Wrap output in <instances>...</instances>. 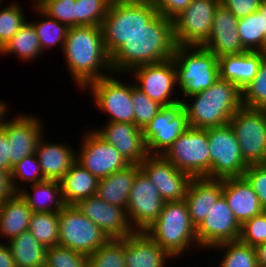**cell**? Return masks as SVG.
Instances as JSON below:
<instances>
[{
	"label": "cell",
	"instance_id": "42",
	"mask_svg": "<svg viewBox=\"0 0 266 267\" xmlns=\"http://www.w3.org/2000/svg\"><path fill=\"white\" fill-rule=\"evenodd\" d=\"M242 106L266 109V57L261 62L255 78L242 90Z\"/></svg>",
	"mask_w": 266,
	"mask_h": 267
},
{
	"label": "cell",
	"instance_id": "17",
	"mask_svg": "<svg viewBox=\"0 0 266 267\" xmlns=\"http://www.w3.org/2000/svg\"><path fill=\"white\" fill-rule=\"evenodd\" d=\"M240 232L241 225L223 195L211 206L205 219L196 228L201 251L223 242L239 240Z\"/></svg>",
	"mask_w": 266,
	"mask_h": 267
},
{
	"label": "cell",
	"instance_id": "5",
	"mask_svg": "<svg viewBox=\"0 0 266 267\" xmlns=\"http://www.w3.org/2000/svg\"><path fill=\"white\" fill-rule=\"evenodd\" d=\"M157 14L151 0H112L101 25L108 55L111 56Z\"/></svg>",
	"mask_w": 266,
	"mask_h": 267
},
{
	"label": "cell",
	"instance_id": "30",
	"mask_svg": "<svg viewBox=\"0 0 266 267\" xmlns=\"http://www.w3.org/2000/svg\"><path fill=\"white\" fill-rule=\"evenodd\" d=\"M28 188L25 186L18 193L32 212H60L66 206L60 181L44 180Z\"/></svg>",
	"mask_w": 266,
	"mask_h": 267
},
{
	"label": "cell",
	"instance_id": "20",
	"mask_svg": "<svg viewBox=\"0 0 266 267\" xmlns=\"http://www.w3.org/2000/svg\"><path fill=\"white\" fill-rule=\"evenodd\" d=\"M75 206L109 239H123L135 232L129 223L125 208L107 203L97 195L83 199Z\"/></svg>",
	"mask_w": 266,
	"mask_h": 267
},
{
	"label": "cell",
	"instance_id": "44",
	"mask_svg": "<svg viewBox=\"0 0 266 267\" xmlns=\"http://www.w3.org/2000/svg\"><path fill=\"white\" fill-rule=\"evenodd\" d=\"M45 267H89L86 255L68 247L55 245L46 248Z\"/></svg>",
	"mask_w": 266,
	"mask_h": 267
},
{
	"label": "cell",
	"instance_id": "24",
	"mask_svg": "<svg viewBox=\"0 0 266 267\" xmlns=\"http://www.w3.org/2000/svg\"><path fill=\"white\" fill-rule=\"evenodd\" d=\"M222 195L240 225L264 211L257 194L244 176L223 178Z\"/></svg>",
	"mask_w": 266,
	"mask_h": 267
},
{
	"label": "cell",
	"instance_id": "54",
	"mask_svg": "<svg viewBox=\"0 0 266 267\" xmlns=\"http://www.w3.org/2000/svg\"><path fill=\"white\" fill-rule=\"evenodd\" d=\"M258 11L260 12L261 35H264L266 40V0L262 1Z\"/></svg>",
	"mask_w": 266,
	"mask_h": 267
},
{
	"label": "cell",
	"instance_id": "53",
	"mask_svg": "<svg viewBox=\"0 0 266 267\" xmlns=\"http://www.w3.org/2000/svg\"><path fill=\"white\" fill-rule=\"evenodd\" d=\"M258 267H266V242L255 247Z\"/></svg>",
	"mask_w": 266,
	"mask_h": 267
},
{
	"label": "cell",
	"instance_id": "29",
	"mask_svg": "<svg viewBox=\"0 0 266 267\" xmlns=\"http://www.w3.org/2000/svg\"><path fill=\"white\" fill-rule=\"evenodd\" d=\"M99 179L76 160L60 180L63 200L66 205H76L79 201L96 195Z\"/></svg>",
	"mask_w": 266,
	"mask_h": 267
},
{
	"label": "cell",
	"instance_id": "46",
	"mask_svg": "<svg viewBox=\"0 0 266 267\" xmlns=\"http://www.w3.org/2000/svg\"><path fill=\"white\" fill-rule=\"evenodd\" d=\"M239 240L252 247L266 242V211L241 225Z\"/></svg>",
	"mask_w": 266,
	"mask_h": 267
},
{
	"label": "cell",
	"instance_id": "37",
	"mask_svg": "<svg viewBox=\"0 0 266 267\" xmlns=\"http://www.w3.org/2000/svg\"><path fill=\"white\" fill-rule=\"evenodd\" d=\"M238 34L246 51L265 52L266 40L261 35L260 12L257 10L246 17L238 19Z\"/></svg>",
	"mask_w": 266,
	"mask_h": 267
},
{
	"label": "cell",
	"instance_id": "49",
	"mask_svg": "<svg viewBox=\"0 0 266 267\" xmlns=\"http://www.w3.org/2000/svg\"><path fill=\"white\" fill-rule=\"evenodd\" d=\"M157 12L166 18L173 19L185 10L192 0H151Z\"/></svg>",
	"mask_w": 266,
	"mask_h": 267
},
{
	"label": "cell",
	"instance_id": "10",
	"mask_svg": "<svg viewBox=\"0 0 266 267\" xmlns=\"http://www.w3.org/2000/svg\"><path fill=\"white\" fill-rule=\"evenodd\" d=\"M240 146L245 163L266 164V109L242 106L228 123Z\"/></svg>",
	"mask_w": 266,
	"mask_h": 267
},
{
	"label": "cell",
	"instance_id": "26",
	"mask_svg": "<svg viewBox=\"0 0 266 267\" xmlns=\"http://www.w3.org/2000/svg\"><path fill=\"white\" fill-rule=\"evenodd\" d=\"M265 52L246 51L218 57L219 78L235 84L241 91L257 75Z\"/></svg>",
	"mask_w": 266,
	"mask_h": 267
},
{
	"label": "cell",
	"instance_id": "8",
	"mask_svg": "<svg viewBox=\"0 0 266 267\" xmlns=\"http://www.w3.org/2000/svg\"><path fill=\"white\" fill-rule=\"evenodd\" d=\"M177 169L192 178H210L207 129L189 127L163 154Z\"/></svg>",
	"mask_w": 266,
	"mask_h": 267
},
{
	"label": "cell",
	"instance_id": "50",
	"mask_svg": "<svg viewBox=\"0 0 266 267\" xmlns=\"http://www.w3.org/2000/svg\"><path fill=\"white\" fill-rule=\"evenodd\" d=\"M0 169L11 173V163L9 160V142L4 128L0 126Z\"/></svg>",
	"mask_w": 266,
	"mask_h": 267
},
{
	"label": "cell",
	"instance_id": "47",
	"mask_svg": "<svg viewBox=\"0 0 266 267\" xmlns=\"http://www.w3.org/2000/svg\"><path fill=\"white\" fill-rule=\"evenodd\" d=\"M243 176L257 194L262 209L266 211V164L249 165Z\"/></svg>",
	"mask_w": 266,
	"mask_h": 267
},
{
	"label": "cell",
	"instance_id": "55",
	"mask_svg": "<svg viewBox=\"0 0 266 267\" xmlns=\"http://www.w3.org/2000/svg\"><path fill=\"white\" fill-rule=\"evenodd\" d=\"M4 102L5 101L0 99V126L2 125L4 118L8 115V112L11 111L9 110V105L6 104L7 102Z\"/></svg>",
	"mask_w": 266,
	"mask_h": 267
},
{
	"label": "cell",
	"instance_id": "39",
	"mask_svg": "<svg viewBox=\"0 0 266 267\" xmlns=\"http://www.w3.org/2000/svg\"><path fill=\"white\" fill-rule=\"evenodd\" d=\"M112 0H75V26H101Z\"/></svg>",
	"mask_w": 266,
	"mask_h": 267
},
{
	"label": "cell",
	"instance_id": "27",
	"mask_svg": "<svg viewBox=\"0 0 266 267\" xmlns=\"http://www.w3.org/2000/svg\"><path fill=\"white\" fill-rule=\"evenodd\" d=\"M222 195V179L192 178L184 198L190 220L197 228L205 219L211 206Z\"/></svg>",
	"mask_w": 266,
	"mask_h": 267
},
{
	"label": "cell",
	"instance_id": "6",
	"mask_svg": "<svg viewBox=\"0 0 266 267\" xmlns=\"http://www.w3.org/2000/svg\"><path fill=\"white\" fill-rule=\"evenodd\" d=\"M177 90L183 101L186 97L208 89L219 79L218 56L204 46L176 45L174 54Z\"/></svg>",
	"mask_w": 266,
	"mask_h": 267
},
{
	"label": "cell",
	"instance_id": "19",
	"mask_svg": "<svg viewBox=\"0 0 266 267\" xmlns=\"http://www.w3.org/2000/svg\"><path fill=\"white\" fill-rule=\"evenodd\" d=\"M6 119L7 117L4 118L1 126L9 142V160L12 171L14 165L26 156L35 153L40 137L45 134V126L40 117L29 113L16 114L10 120Z\"/></svg>",
	"mask_w": 266,
	"mask_h": 267
},
{
	"label": "cell",
	"instance_id": "15",
	"mask_svg": "<svg viewBox=\"0 0 266 267\" xmlns=\"http://www.w3.org/2000/svg\"><path fill=\"white\" fill-rule=\"evenodd\" d=\"M129 74L133 76L130 78H134L135 86L160 105H170L181 100L180 97H172L173 94L177 96L178 93V90H175L177 78L174 58L137 66L125 76Z\"/></svg>",
	"mask_w": 266,
	"mask_h": 267
},
{
	"label": "cell",
	"instance_id": "3",
	"mask_svg": "<svg viewBox=\"0 0 266 267\" xmlns=\"http://www.w3.org/2000/svg\"><path fill=\"white\" fill-rule=\"evenodd\" d=\"M183 104L189 127H220L228 125L242 107V91L235 84L219 78L208 89L186 97Z\"/></svg>",
	"mask_w": 266,
	"mask_h": 267
},
{
	"label": "cell",
	"instance_id": "56",
	"mask_svg": "<svg viewBox=\"0 0 266 267\" xmlns=\"http://www.w3.org/2000/svg\"><path fill=\"white\" fill-rule=\"evenodd\" d=\"M31 1H33V2H31L32 4H33V6L34 5H37L40 1H42V0H31Z\"/></svg>",
	"mask_w": 266,
	"mask_h": 267
},
{
	"label": "cell",
	"instance_id": "51",
	"mask_svg": "<svg viewBox=\"0 0 266 267\" xmlns=\"http://www.w3.org/2000/svg\"><path fill=\"white\" fill-rule=\"evenodd\" d=\"M15 193L10 173L0 169V204L9 200Z\"/></svg>",
	"mask_w": 266,
	"mask_h": 267
},
{
	"label": "cell",
	"instance_id": "33",
	"mask_svg": "<svg viewBox=\"0 0 266 267\" xmlns=\"http://www.w3.org/2000/svg\"><path fill=\"white\" fill-rule=\"evenodd\" d=\"M0 55L6 57L16 55V58L24 62H32V60H38L39 56H43L36 30L29 20L0 50Z\"/></svg>",
	"mask_w": 266,
	"mask_h": 267
},
{
	"label": "cell",
	"instance_id": "21",
	"mask_svg": "<svg viewBox=\"0 0 266 267\" xmlns=\"http://www.w3.org/2000/svg\"><path fill=\"white\" fill-rule=\"evenodd\" d=\"M105 123L92 129L113 145L130 164H140L149 155L142 129L132 123Z\"/></svg>",
	"mask_w": 266,
	"mask_h": 267
},
{
	"label": "cell",
	"instance_id": "14",
	"mask_svg": "<svg viewBox=\"0 0 266 267\" xmlns=\"http://www.w3.org/2000/svg\"><path fill=\"white\" fill-rule=\"evenodd\" d=\"M80 139L81 145L79 144L78 152L76 150L75 160L98 179L131 165L113 145L107 143L93 129H87Z\"/></svg>",
	"mask_w": 266,
	"mask_h": 267
},
{
	"label": "cell",
	"instance_id": "18",
	"mask_svg": "<svg viewBox=\"0 0 266 267\" xmlns=\"http://www.w3.org/2000/svg\"><path fill=\"white\" fill-rule=\"evenodd\" d=\"M139 165L165 202L184 200L192 179L188 173L177 169L163 155H148Z\"/></svg>",
	"mask_w": 266,
	"mask_h": 267
},
{
	"label": "cell",
	"instance_id": "48",
	"mask_svg": "<svg viewBox=\"0 0 266 267\" xmlns=\"http://www.w3.org/2000/svg\"><path fill=\"white\" fill-rule=\"evenodd\" d=\"M263 0H221V4L238 19L258 10Z\"/></svg>",
	"mask_w": 266,
	"mask_h": 267
},
{
	"label": "cell",
	"instance_id": "9",
	"mask_svg": "<svg viewBox=\"0 0 266 267\" xmlns=\"http://www.w3.org/2000/svg\"><path fill=\"white\" fill-rule=\"evenodd\" d=\"M58 219V245L88 256L109 240V237L75 205H66L58 212Z\"/></svg>",
	"mask_w": 266,
	"mask_h": 267
},
{
	"label": "cell",
	"instance_id": "35",
	"mask_svg": "<svg viewBox=\"0 0 266 267\" xmlns=\"http://www.w3.org/2000/svg\"><path fill=\"white\" fill-rule=\"evenodd\" d=\"M212 249L218 250L217 254L221 252L219 267H258L255 247L240 240L223 242L208 250Z\"/></svg>",
	"mask_w": 266,
	"mask_h": 267
},
{
	"label": "cell",
	"instance_id": "22",
	"mask_svg": "<svg viewBox=\"0 0 266 267\" xmlns=\"http://www.w3.org/2000/svg\"><path fill=\"white\" fill-rule=\"evenodd\" d=\"M237 26L238 18L220 4L214 14L211 34L202 46L218 57L246 52L241 44Z\"/></svg>",
	"mask_w": 266,
	"mask_h": 267
},
{
	"label": "cell",
	"instance_id": "12",
	"mask_svg": "<svg viewBox=\"0 0 266 267\" xmlns=\"http://www.w3.org/2000/svg\"><path fill=\"white\" fill-rule=\"evenodd\" d=\"M221 0H192L172 19L176 45L202 46L209 38L213 18Z\"/></svg>",
	"mask_w": 266,
	"mask_h": 267
},
{
	"label": "cell",
	"instance_id": "38",
	"mask_svg": "<svg viewBox=\"0 0 266 267\" xmlns=\"http://www.w3.org/2000/svg\"><path fill=\"white\" fill-rule=\"evenodd\" d=\"M89 267H126L124 238L109 239L103 246L87 256Z\"/></svg>",
	"mask_w": 266,
	"mask_h": 267
},
{
	"label": "cell",
	"instance_id": "40",
	"mask_svg": "<svg viewBox=\"0 0 266 267\" xmlns=\"http://www.w3.org/2000/svg\"><path fill=\"white\" fill-rule=\"evenodd\" d=\"M7 4L3 8L0 5V50L27 21L24 8L19 3L13 1Z\"/></svg>",
	"mask_w": 266,
	"mask_h": 267
},
{
	"label": "cell",
	"instance_id": "1",
	"mask_svg": "<svg viewBox=\"0 0 266 267\" xmlns=\"http://www.w3.org/2000/svg\"><path fill=\"white\" fill-rule=\"evenodd\" d=\"M69 77L82 90L113 73L101 26L69 27L62 50Z\"/></svg>",
	"mask_w": 266,
	"mask_h": 267
},
{
	"label": "cell",
	"instance_id": "16",
	"mask_svg": "<svg viewBox=\"0 0 266 267\" xmlns=\"http://www.w3.org/2000/svg\"><path fill=\"white\" fill-rule=\"evenodd\" d=\"M165 201L148 176L140 170L133 181L126 212L134 231H144L158 218Z\"/></svg>",
	"mask_w": 266,
	"mask_h": 267
},
{
	"label": "cell",
	"instance_id": "4",
	"mask_svg": "<svg viewBox=\"0 0 266 267\" xmlns=\"http://www.w3.org/2000/svg\"><path fill=\"white\" fill-rule=\"evenodd\" d=\"M145 232L175 260L194 246L201 249L184 200L165 202L160 215Z\"/></svg>",
	"mask_w": 266,
	"mask_h": 267
},
{
	"label": "cell",
	"instance_id": "52",
	"mask_svg": "<svg viewBox=\"0 0 266 267\" xmlns=\"http://www.w3.org/2000/svg\"><path fill=\"white\" fill-rule=\"evenodd\" d=\"M0 267H16L7 243L0 241Z\"/></svg>",
	"mask_w": 266,
	"mask_h": 267
},
{
	"label": "cell",
	"instance_id": "13",
	"mask_svg": "<svg viewBox=\"0 0 266 267\" xmlns=\"http://www.w3.org/2000/svg\"><path fill=\"white\" fill-rule=\"evenodd\" d=\"M188 128L182 100L161 106L157 115L143 129L149 155H163Z\"/></svg>",
	"mask_w": 266,
	"mask_h": 267
},
{
	"label": "cell",
	"instance_id": "32",
	"mask_svg": "<svg viewBox=\"0 0 266 267\" xmlns=\"http://www.w3.org/2000/svg\"><path fill=\"white\" fill-rule=\"evenodd\" d=\"M16 267H45L46 247L29 230L7 242Z\"/></svg>",
	"mask_w": 266,
	"mask_h": 267
},
{
	"label": "cell",
	"instance_id": "45",
	"mask_svg": "<svg viewBox=\"0 0 266 267\" xmlns=\"http://www.w3.org/2000/svg\"><path fill=\"white\" fill-rule=\"evenodd\" d=\"M37 6L49 17L75 27V0H42Z\"/></svg>",
	"mask_w": 266,
	"mask_h": 267
},
{
	"label": "cell",
	"instance_id": "23",
	"mask_svg": "<svg viewBox=\"0 0 266 267\" xmlns=\"http://www.w3.org/2000/svg\"><path fill=\"white\" fill-rule=\"evenodd\" d=\"M170 259L175 260L144 231L124 237L126 267H166Z\"/></svg>",
	"mask_w": 266,
	"mask_h": 267
},
{
	"label": "cell",
	"instance_id": "11",
	"mask_svg": "<svg viewBox=\"0 0 266 267\" xmlns=\"http://www.w3.org/2000/svg\"><path fill=\"white\" fill-rule=\"evenodd\" d=\"M209 140L210 178L243 176L245 163L238 140L231 126L207 129Z\"/></svg>",
	"mask_w": 266,
	"mask_h": 267
},
{
	"label": "cell",
	"instance_id": "25",
	"mask_svg": "<svg viewBox=\"0 0 266 267\" xmlns=\"http://www.w3.org/2000/svg\"><path fill=\"white\" fill-rule=\"evenodd\" d=\"M45 137H40L35 151L41 172L45 180L60 181L75 161L76 150L63 142H47Z\"/></svg>",
	"mask_w": 266,
	"mask_h": 267
},
{
	"label": "cell",
	"instance_id": "7",
	"mask_svg": "<svg viewBox=\"0 0 266 267\" xmlns=\"http://www.w3.org/2000/svg\"><path fill=\"white\" fill-rule=\"evenodd\" d=\"M122 75L111 73L88 84L83 91H90L92 100L102 113L109 115L106 122L134 124V106L132 102V83L120 80ZM122 76V77H121ZM120 77V78H117Z\"/></svg>",
	"mask_w": 266,
	"mask_h": 267
},
{
	"label": "cell",
	"instance_id": "2",
	"mask_svg": "<svg viewBox=\"0 0 266 267\" xmlns=\"http://www.w3.org/2000/svg\"><path fill=\"white\" fill-rule=\"evenodd\" d=\"M175 47L172 19L158 13L110 56L112 71L128 74L137 66L169 60Z\"/></svg>",
	"mask_w": 266,
	"mask_h": 267
},
{
	"label": "cell",
	"instance_id": "31",
	"mask_svg": "<svg viewBox=\"0 0 266 267\" xmlns=\"http://www.w3.org/2000/svg\"><path fill=\"white\" fill-rule=\"evenodd\" d=\"M31 208L19 193L0 204V238L8 242L29 228ZM4 238V239H3Z\"/></svg>",
	"mask_w": 266,
	"mask_h": 267
},
{
	"label": "cell",
	"instance_id": "36",
	"mask_svg": "<svg viewBox=\"0 0 266 267\" xmlns=\"http://www.w3.org/2000/svg\"><path fill=\"white\" fill-rule=\"evenodd\" d=\"M28 230L46 248L58 245V212H33Z\"/></svg>",
	"mask_w": 266,
	"mask_h": 267
},
{
	"label": "cell",
	"instance_id": "41",
	"mask_svg": "<svg viewBox=\"0 0 266 267\" xmlns=\"http://www.w3.org/2000/svg\"><path fill=\"white\" fill-rule=\"evenodd\" d=\"M10 175L16 193L22 189V186H20L22 183L23 185H31L45 180L35 153L26 156L19 163L14 165ZM18 181L21 184H19Z\"/></svg>",
	"mask_w": 266,
	"mask_h": 267
},
{
	"label": "cell",
	"instance_id": "34",
	"mask_svg": "<svg viewBox=\"0 0 266 267\" xmlns=\"http://www.w3.org/2000/svg\"><path fill=\"white\" fill-rule=\"evenodd\" d=\"M32 9H34L33 12L38 13L40 18V20L38 18L37 21L35 20L30 23L36 30L43 54L47 53V50L57 46L59 48L61 47L62 51L69 27L56 19L49 17L37 5H34Z\"/></svg>",
	"mask_w": 266,
	"mask_h": 267
},
{
	"label": "cell",
	"instance_id": "43",
	"mask_svg": "<svg viewBox=\"0 0 266 267\" xmlns=\"http://www.w3.org/2000/svg\"><path fill=\"white\" fill-rule=\"evenodd\" d=\"M132 102L134 106V124L142 130L157 115L162 106L139 90L135 86L134 80L132 81Z\"/></svg>",
	"mask_w": 266,
	"mask_h": 267
},
{
	"label": "cell",
	"instance_id": "28",
	"mask_svg": "<svg viewBox=\"0 0 266 267\" xmlns=\"http://www.w3.org/2000/svg\"><path fill=\"white\" fill-rule=\"evenodd\" d=\"M140 170L139 164H131L99 179L96 195L107 203L126 209L133 181Z\"/></svg>",
	"mask_w": 266,
	"mask_h": 267
}]
</instances>
